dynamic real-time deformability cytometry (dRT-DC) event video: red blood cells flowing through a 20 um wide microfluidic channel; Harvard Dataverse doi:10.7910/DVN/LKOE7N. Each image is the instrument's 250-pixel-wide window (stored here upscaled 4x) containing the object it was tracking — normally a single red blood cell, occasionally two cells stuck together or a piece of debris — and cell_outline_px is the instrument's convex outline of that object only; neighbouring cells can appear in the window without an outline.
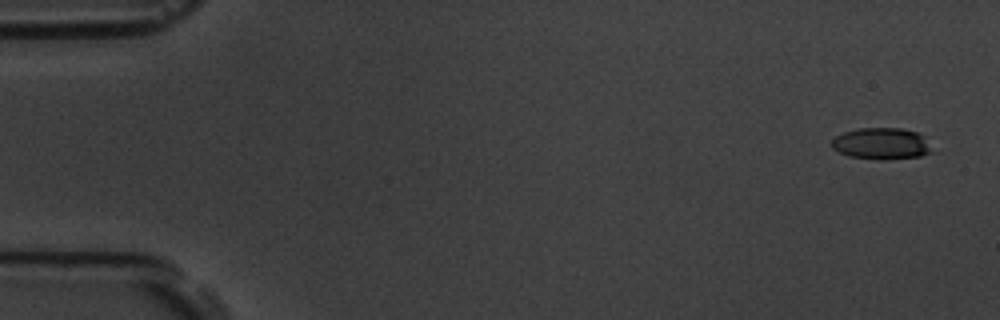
{"species": "common noctule bat (a hibernating species)", "species_latin": "Nyctalus noctula", "temperature_condition": "room temperature", "stored_images_in_passage": 6, "camera_frame_rate_fps": 3000, "um_per_image_px": 0.085, "animal": {"sex": "male", "body_mass_g": 19.5, "forearm_length_mm": 54.6}, "frame": {"image": 1, "passage_image": 1, "time_ms": 0.0, "image_size_px": [1000, 320], "cell_outline_px": [[936, 152], [920, 156], [884, 160], [880, 160], [848, 156], [832, 148], [832, 140], [836, 136], [844, 132], [860, 128], [900, 128], [916, 132], [924, 136]], "centroid_in_image_um": [74.98, 12.22], "position_along_channel_um": 10.0, "area_um2": 18.61}}
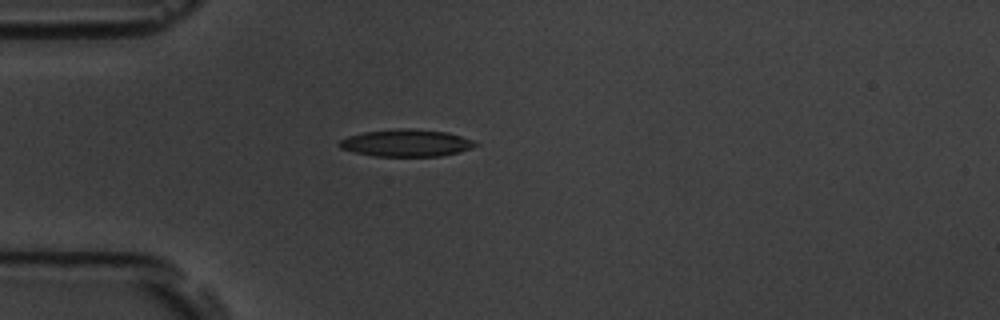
{"frame": {"image": 2, "passage_image": 5, "time_ms": 4.667, "image_size_px": [1000, 320], "cell_outline_px": [[480, 144], [472, 148], [460, 152], [440, 156], [376, 156], [356, 152], [340, 148], [336, 144], [340, 140], [348, 136], [364, 132], [396, 128], [408, 128], [448, 132], [472, 140]], "centroid_in_image_um": [34.54, 12.15], "position_along_channel_um": 50.5, "area_um2": 21.56}}